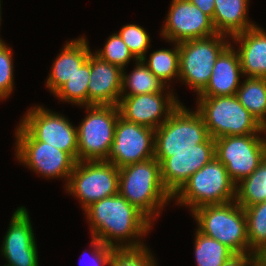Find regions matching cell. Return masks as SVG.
I'll use <instances>...</instances> for the list:
<instances>
[{
	"instance_id": "obj_1",
	"label": "cell",
	"mask_w": 266,
	"mask_h": 266,
	"mask_svg": "<svg viewBox=\"0 0 266 266\" xmlns=\"http://www.w3.org/2000/svg\"><path fill=\"white\" fill-rule=\"evenodd\" d=\"M84 212L91 237L115 249L146 246L143 236L154 225L119 193L91 204Z\"/></svg>"
},
{
	"instance_id": "obj_2",
	"label": "cell",
	"mask_w": 266,
	"mask_h": 266,
	"mask_svg": "<svg viewBox=\"0 0 266 266\" xmlns=\"http://www.w3.org/2000/svg\"><path fill=\"white\" fill-rule=\"evenodd\" d=\"M119 194L152 223L173 199L162 184L160 163L154 157L119 168Z\"/></svg>"
},
{
	"instance_id": "obj_3",
	"label": "cell",
	"mask_w": 266,
	"mask_h": 266,
	"mask_svg": "<svg viewBox=\"0 0 266 266\" xmlns=\"http://www.w3.org/2000/svg\"><path fill=\"white\" fill-rule=\"evenodd\" d=\"M196 110L211 138L261 134V124L239 102L236 94L197 96Z\"/></svg>"
},
{
	"instance_id": "obj_4",
	"label": "cell",
	"mask_w": 266,
	"mask_h": 266,
	"mask_svg": "<svg viewBox=\"0 0 266 266\" xmlns=\"http://www.w3.org/2000/svg\"><path fill=\"white\" fill-rule=\"evenodd\" d=\"M191 214L201 233L218 240L235 254L249 253L246 215L235 200L205 205Z\"/></svg>"
},
{
	"instance_id": "obj_5",
	"label": "cell",
	"mask_w": 266,
	"mask_h": 266,
	"mask_svg": "<svg viewBox=\"0 0 266 266\" xmlns=\"http://www.w3.org/2000/svg\"><path fill=\"white\" fill-rule=\"evenodd\" d=\"M177 205L190 208L191 213L205 205L224 204L236 200V185L226 167L216 158L190 176L172 197Z\"/></svg>"
},
{
	"instance_id": "obj_6",
	"label": "cell",
	"mask_w": 266,
	"mask_h": 266,
	"mask_svg": "<svg viewBox=\"0 0 266 266\" xmlns=\"http://www.w3.org/2000/svg\"><path fill=\"white\" fill-rule=\"evenodd\" d=\"M231 37L215 34L179 43V78L198 96L208 84L220 53L232 42Z\"/></svg>"
},
{
	"instance_id": "obj_7",
	"label": "cell",
	"mask_w": 266,
	"mask_h": 266,
	"mask_svg": "<svg viewBox=\"0 0 266 266\" xmlns=\"http://www.w3.org/2000/svg\"><path fill=\"white\" fill-rule=\"evenodd\" d=\"M81 107L88 113L77 125L78 161L105 160L114 140L119 109L113 105Z\"/></svg>"
},
{
	"instance_id": "obj_8",
	"label": "cell",
	"mask_w": 266,
	"mask_h": 266,
	"mask_svg": "<svg viewBox=\"0 0 266 266\" xmlns=\"http://www.w3.org/2000/svg\"><path fill=\"white\" fill-rule=\"evenodd\" d=\"M15 157L18 162L44 178L69 181L76 161L65 151L36 141L19 123L15 132Z\"/></svg>"
},
{
	"instance_id": "obj_9",
	"label": "cell",
	"mask_w": 266,
	"mask_h": 266,
	"mask_svg": "<svg viewBox=\"0 0 266 266\" xmlns=\"http://www.w3.org/2000/svg\"><path fill=\"white\" fill-rule=\"evenodd\" d=\"M65 190L79 200L84 211L119 193V168L104 160L77 161Z\"/></svg>"
},
{
	"instance_id": "obj_10",
	"label": "cell",
	"mask_w": 266,
	"mask_h": 266,
	"mask_svg": "<svg viewBox=\"0 0 266 266\" xmlns=\"http://www.w3.org/2000/svg\"><path fill=\"white\" fill-rule=\"evenodd\" d=\"M261 135L222 136L214 139L215 157L226 167L235 185L248 177L266 158V137Z\"/></svg>"
},
{
	"instance_id": "obj_11",
	"label": "cell",
	"mask_w": 266,
	"mask_h": 266,
	"mask_svg": "<svg viewBox=\"0 0 266 266\" xmlns=\"http://www.w3.org/2000/svg\"><path fill=\"white\" fill-rule=\"evenodd\" d=\"M210 137L199 112L181 103L155 130L154 151L193 150Z\"/></svg>"
},
{
	"instance_id": "obj_12",
	"label": "cell",
	"mask_w": 266,
	"mask_h": 266,
	"mask_svg": "<svg viewBox=\"0 0 266 266\" xmlns=\"http://www.w3.org/2000/svg\"><path fill=\"white\" fill-rule=\"evenodd\" d=\"M19 124L36 140L67 152L78 161L77 127L70 120L42 105L26 111Z\"/></svg>"
},
{
	"instance_id": "obj_13",
	"label": "cell",
	"mask_w": 266,
	"mask_h": 266,
	"mask_svg": "<svg viewBox=\"0 0 266 266\" xmlns=\"http://www.w3.org/2000/svg\"><path fill=\"white\" fill-rule=\"evenodd\" d=\"M215 157V140L209 137L193 150L154 151V158L160 163L161 181L173 197L190 176Z\"/></svg>"
},
{
	"instance_id": "obj_14",
	"label": "cell",
	"mask_w": 266,
	"mask_h": 266,
	"mask_svg": "<svg viewBox=\"0 0 266 266\" xmlns=\"http://www.w3.org/2000/svg\"><path fill=\"white\" fill-rule=\"evenodd\" d=\"M155 130L128 122L119 116L114 140L104 161L117 168L143 162L154 157Z\"/></svg>"
},
{
	"instance_id": "obj_15",
	"label": "cell",
	"mask_w": 266,
	"mask_h": 266,
	"mask_svg": "<svg viewBox=\"0 0 266 266\" xmlns=\"http://www.w3.org/2000/svg\"><path fill=\"white\" fill-rule=\"evenodd\" d=\"M169 88L158 93L121 96L117 105L120 117L156 130L181 104L173 89L170 91Z\"/></svg>"
},
{
	"instance_id": "obj_16",
	"label": "cell",
	"mask_w": 266,
	"mask_h": 266,
	"mask_svg": "<svg viewBox=\"0 0 266 266\" xmlns=\"http://www.w3.org/2000/svg\"><path fill=\"white\" fill-rule=\"evenodd\" d=\"M164 23L160 32L171 44L217 34L212 19L187 0H172Z\"/></svg>"
},
{
	"instance_id": "obj_17",
	"label": "cell",
	"mask_w": 266,
	"mask_h": 266,
	"mask_svg": "<svg viewBox=\"0 0 266 266\" xmlns=\"http://www.w3.org/2000/svg\"><path fill=\"white\" fill-rule=\"evenodd\" d=\"M1 245L3 266H39L38 248L27 208L17 207Z\"/></svg>"
},
{
	"instance_id": "obj_18",
	"label": "cell",
	"mask_w": 266,
	"mask_h": 266,
	"mask_svg": "<svg viewBox=\"0 0 266 266\" xmlns=\"http://www.w3.org/2000/svg\"><path fill=\"white\" fill-rule=\"evenodd\" d=\"M88 105L117 106L121 97L122 69L90 53Z\"/></svg>"
},
{
	"instance_id": "obj_19",
	"label": "cell",
	"mask_w": 266,
	"mask_h": 266,
	"mask_svg": "<svg viewBox=\"0 0 266 266\" xmlns=\"http://www.w3.org/2000/svg\"><path fill=\"white\" fill-rule=\"evenodd\" d=\"M231 38L238 46L243 77L266 78V30L256 25Z\"/></svg>"
},
{
	"instance_id": "obj_20",
	"label": "cell",
	"mask_w": 266,
	"mask_h": 266,
	"mask_svg": "<svg viewBox=\"0 0 266 266\" xmlns=\"http://www.w3.org/2000/svg\"><path fill=\"white\" fill-rule=\"evenodd\" d=\"M242 76L238 52L230 43L216 59L210 80L198 96L234 95L241 85Z\"/></svg>"
},
{
	"instance_id": "obj_21",
	"label": "cell",
	"mask_w": 266,
	"mask_h": 266,
	"mask_svg": "<svg viewBox=\"0 0 266 266\" xmlns=\"http://www.w3.org/2000/svg\"><path fill=\"white\" fill-rule=\"evenodd\" d=\"M91 52L88 40L84 35L67 41L55 58L49 76L45 81L49 92L54 94L68 81L88 60Z\"/></svg>"
},
{
	"instance_id": "obj_22",
	"label": "cell",
	"mask_w": 266,
	"mask_h": 266,
	"mask_svg": "<svg viewBox=\"0 0 266 266\" xmlns=\"http://www.w3.org/2000/svg\"><path fill=\"white\" fill-rule=\"evenodd\" d=\"M249 2V0H215L212 19L215 31L232 37L256 26V23L248 20Z\"/></svg>"
},
{
	"instance_id": "obj_23",
	"label": "cell",
	"mask_w": 266,
	"mask_h": 266,
	"mask_svg": "<svg viewBox=\"0 0 266 266\" xmlns=\"http://www.w3.org/2000/svg\"><path fill=\"white\" fill-rule=\"evenodd\" d=\"M127 74L126 69L122 70L121 96H134L148 93L163 92L168 86L157 78L140 60H135V67Z\"/></svg>"
},
{
	"instance_id": "obj_24",
	"label": "cell",
	"mask_w": 266,
	"mask_h": 266,
	"mask_svg": "<svg viewBox=\"0 0 266 266\" xmlns=\"http://www.w3.org/2000/svg\"><path fill=\"white\" fill-rule=\"evenodd\" d=\"M239 102L260 123L266 119V78L246 77L236 92Z\"/></svg>"
},
{
	"instance_id": "obj_25",
	"label": "cell",
	"mask_w": 266,
	"mask_h": 266,
	"mask_svg": "<svg viewBox=\"0 0 266 266\" xmlns=\"http://www.w3.org/2000/svg\"><path fill=\"white\" fill-rule=\"evenodd\" d=\"M172 49L164 48L150 53L142 61L148 69L168 87L174 78H179V43L173 42Z\"/></svg>"
},
{
	"instance_id": "obj_26",
	"label": "cell",
	"mask_w": 266,
	"mask_h": 266,
	"mask_svg": "<svg viewBox=\"0 0 266 266\" xmlns=\"http://www.w3.org/2000/svg\"><path fill=\"white\" fill-rule=\"evenodd\" d=\"M194 239V256L197 266H222L235 255L226 245L204 235L197 228Z\"/></svg>"
},
{
	"instance_id": "obj_27",
	"label": "cell",
	"mask_w": 266,
	"mask_h": 266,
	"mask_svg": "<svg viewBox=\"0 0 266 266\" xmlns=\"http://www.w3.org/2000/svg\"><path fill=\"white\" fill-rule=\"evenodd\" d=\"M266 200V158L248 177L236 185V202L248 207Z\"/></svg>"
},
{
	"instance_id": "obj_28",
	"label": "cell",
	"mask_w": 266,
	"mask_h": 266,
	"mask_svg": "<svg viewBox=\"0 0 266 266\" xmlns=\"http://www.w3.org/2000/svg\"><path fill=\"white\" fill-rule=\"evenodd\" d=\"M90 77V55L88 60L77 72L66 81L53 95L58 100L72 103V105H88V84Z\"/></svg>"
},
{
	"instance_id": "obj_29",
	"label": "cell",
	"mask_w": 266,
	"mask_h": 266,
	"mask_svg": "<svg viewBox=\"0 0 266 266\" xmlns=\"http://www.w3.org/2000/svg\"><path fill=\"white\" fill-rule=\"evenodd\" d=\"M243 209L247 220L249 254L258 255L266 248V201Z\"/></svg>"
},
{
	"instance_id": "obj_30",
	"label": "cell",
	"mask_w": 266,
	"mask_h": 266,
	"mask_svg": "<svg viewBox=\"0 0 266 266\" xmlns=\"http://www.w3.org/2000/svg\"><path fill=\"white\" fill-rule=\"evenodd\" d=\"M94 54L100 59L120 67L122 70L125 69L131 59L137 60L117 32L111 34L107 38L103 49L95 51Z\"/></svg>"
},
{
	"instance_id": "obj_31",
	"label": "cell",
	"mask_w": 266,
	"mask_h": 266,
	"mask_svg": "<svg viewBox=\"0 0 266 266\" xmlns=\"http://www.w3.org/2000/svg\"><path fill=\"white\" fill-rule=\"evenodd\" d=\"M146 246L114 249L108 266H157L156 258Z\"/></svg>"
},
{
	"instance_id": "obj_32",
	"label": "cell",
	"mask_w": 266,
	"mask_h": 266,
	"mask_svg": "<svg viewBox=\"0 0 266 266\" xmlns=\"http://www.w3.org/2000/svg\"><path fill=\"white\" fill-rule=\"evenodd\" d=\"M117 33L137 60L146 56L151 47V38L142 26L127 24Z\"/></svg>"
},
{
	"instance_id": "obj_33",
	"label": "cell",
	"mask_w": 266,
	"mask_h": 266,
	"mask_svg": "<svg viewBox=\"0 0 266 266\" xmlns=\"http://www.w3.org/2000/svg\"><path fill=\"white\" fill-rule=\"evenodd\" d=\"M13 52L5 42L0 43V97L5 100L14 90Z\"/></svg>"
},
{
	"instance_id": "obj_34",
	"label": "cell",
	"mask_w": 266,
	"mask_h": 266,
	"mask_svg": "<svg viewBox=\"0 0 266 266\" xmlns=\"http://www.w3.org/2000/svg\"><path fill=\"white\" fill-rule=\"evenodd\" d=\"M90 245H91L90 248L92 250L90 256L91 257L90 266H105V265L108 266L112 252L115 248L107 246L98 239L92 237ZM85 253L86 250L81 256L86 255Z\"/></svg>"
},
{
	"instance_id": "obj_35",
	"label": "cell",
	"mask_w": 266,
	"mask_h": 266,
	"mask_svg": "<svg viewBox=\"0 0 266 266\" xmlns=\"http://www.w3.org/2000/svg\"><path fill=\"white\" fill-rule=\"evenodd\" d=\"M258 261V255L256 254H235L222 266H254Z\"/></svg>"
},
{
	"instance_id": "obj_36",
	"label": "cell",
	"mask_w": 266,
	"mask_h": 266,
	"mask_svg": "<svg viewBox=\"0 0 266 266\" xmlns=\"http://www.w3.org/2000/svg\"><path fill=\"white\" fill-rule=\"evenodd\" d=\"M196 5L203 13L213 19L215 10V0H187Z\"/></svg>"
},
{
	"instance_id": "obj_37",
	"label": "cell",
	"mask_w": 266,
	"mask_h": 266,
	"mask_svg": "<svg viewBox=\"0 0 266 266\" xmlns=\"http://www.w3.org/2000/svg\"><path fill=\"white\" fill-rule=\"evenodd\" d=\"M258 261L266 266V248L258 254Z\"/></svg>"
},
{
	"instance_id": "obj_38",
	"label": "cell",
	"mask_w": 266,
	"mask_h": 266,
	"mask_svg": "<svg viewBox=\"0 0 266 266\" xmlns=\"http://www.w3.org/2000/svg\"><path fill=\"white\" fill-rule=\"evenodd\" d=\"M261 132L266 135V119L261 124Z\"/></svg>"
},
{
	"instance_id": "obj_39",
	"label": "cell",
	"mask_w": 266,
	"mask_h": 266,
	"mask_svg": "<svg viewBox=\"0 0 266 266\" xmlns=\"http://www.w3.org/2000/svg\"><path fill=\"white\" fill-rule=\"evenodd\" d=\"M1 0H0V26H1V21H2V19H1V15H2V12H1ZM4 41L1 39V37H0V43H3Z\"/></svg>"
},
{
	"instance_id": "obj_40",
	"label": "cell",
	"mask_w": 266,
	"mask_h": 266,
	"mask_svg": "<svg viewBox=\"0 0 266 266\" xmlns=\"http://www.w3.org/2000/svg\"><path fill=\"white\" fill-rule=\"evenodd\" d=\"M254 266H264L262 263H260L259 261H257Z\"/></svg>"
}]
</instances>
